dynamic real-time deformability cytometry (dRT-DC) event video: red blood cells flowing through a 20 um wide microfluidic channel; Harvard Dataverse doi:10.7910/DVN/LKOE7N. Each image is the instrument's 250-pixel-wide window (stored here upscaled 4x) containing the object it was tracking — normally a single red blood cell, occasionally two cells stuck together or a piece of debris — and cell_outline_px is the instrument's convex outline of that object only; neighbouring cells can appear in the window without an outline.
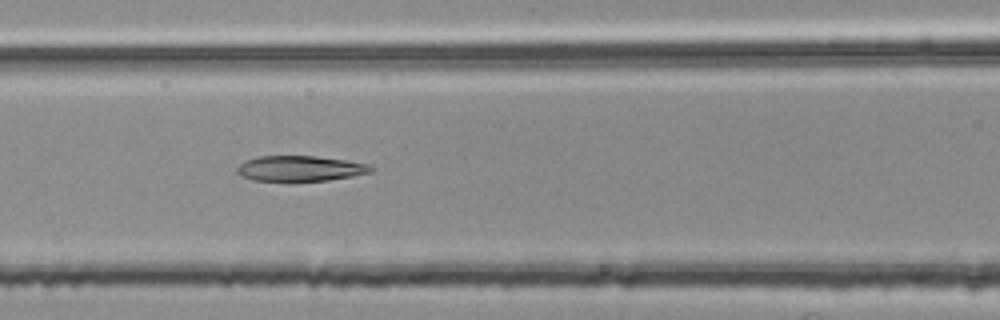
{"species": "common noctule bat (a hibernating species)", "species_latin": "Nyctalus noctula", "temperature_condition": "room temperature", "stored_images_in_passage": 33, "camera_frame_rate_fps": 3000, "um_per_image_px": 0.085, "animal": {"sex": "female", "body_mass_g": 25.1}, "frame": {"image": 1, "passage_image": 9, "time_ms": 2.667, "image_size_px": [1000, 320], "cell_outline_px": [[376, 168], [372, 172], [352, 176], [328, 180], [252, 180], [240, 176], [236, 172], [236, 168], [244, 160], [260, 156], [316, 156], [344, 160], [368, 164]], "centroid_in_image_um": [25.5, 14.31], "position_along_channel_um": 141.1, "area_um2": 19.71}}
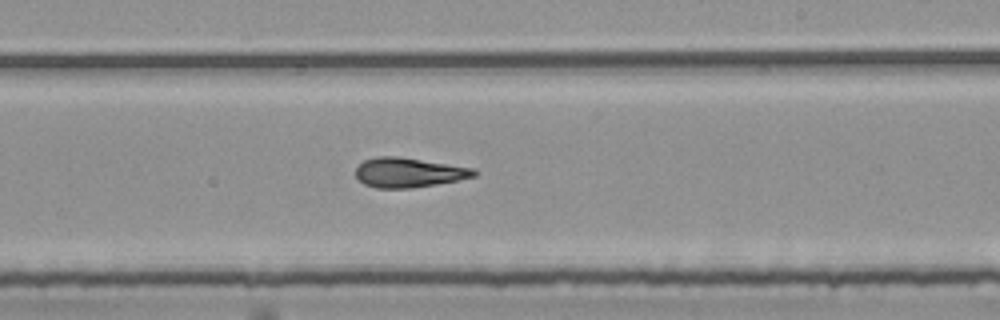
{"frame": {"image": 2, "passage_image": 18, "time_ms": 5.667, "image_size_px": [1000, 320], "cell_outline_px": [[476, 176], [436, 184], [412, 188], [376, 188], [364, 184], [356, 176], [356, 168], [364, 160], [376, 156], [396, 156], [472, 168], [476, 172]], "centroid_in_image_um": [34.68, 14.67], "position_along_channel_um": 254.3, "area_um2": 20.11}}
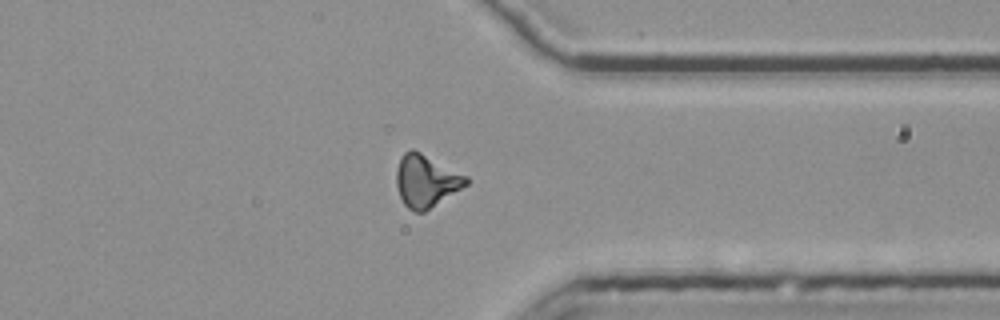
{"frame": {"image": 3, "passage_image": 28, "time_ms": 9.0, "image_size_px": [1000, 320], "cell_outline_px": [[468, 184], [424, 212], [416, 212], [408, 208], [404, 204], [400, 196], [396, 184], [396, 168], [400, 156], [404, 152], [412, 148], [468, 176]], "centroid_in_image_um": [36.19, 15.36], "position_along_channel_um": 375.2, "area_um2": 21.21}, "authors_computed_cell_mechanics": {"area_um2": 20.1722, "velocity_mm_per_s": 3.778, "shape_relaxation_time_tau1_ms": 10.1955, "shape_relaxation_time_tau2_ms": 7.2486, "deformation_change_tau1": 0.2402, "deformation_change_tau2": 0.1852}}